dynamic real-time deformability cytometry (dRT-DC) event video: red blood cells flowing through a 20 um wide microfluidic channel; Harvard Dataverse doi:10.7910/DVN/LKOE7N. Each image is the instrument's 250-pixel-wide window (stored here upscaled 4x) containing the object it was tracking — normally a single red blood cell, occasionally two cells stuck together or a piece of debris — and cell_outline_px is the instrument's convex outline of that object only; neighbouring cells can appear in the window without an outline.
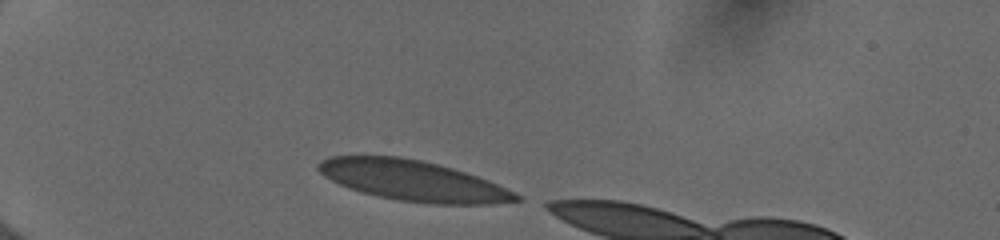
{"species": "human", "species_latin": "Homo sapiens", "temperature_condition": "cold", "stored_images_in_passage": 10, "camera_frame_rate_fps": 3000, "um_per_image_px": 0.085, "donor": {"sex": "female"}, "frame": {"image": 1, "passage_image": 1, "time_ms": 0.0, "image_size_px": [1000, 240], "cell_outline_px": [[524, 200], [492, 204], [432, 204], [400, 200], [376, 196], [348, 188], [324, 176], [316, 168], [316, 164], [320, 160], [328, 156], [400, 156], [420, 160], [452, 168], [488, 180], [516, 192]], "centroid_in_image_um": [35.09, 15.36], "position_along_channel_um": 49.9, "area_um2": 46.59}}
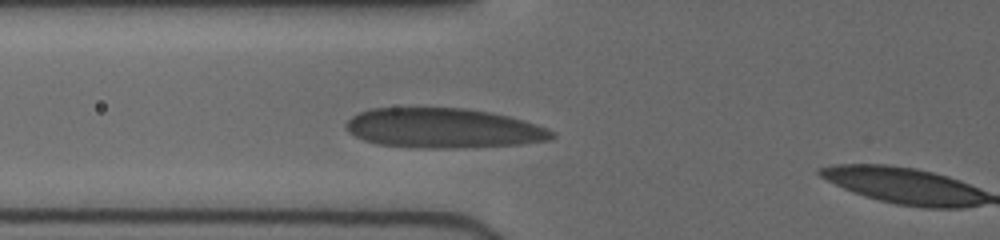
{"frame": {"image": 2, "passage_image": 9, "time_ms": 2.0, "image_size_px": [1000, 240], "cell_outline_px": [[556, 136], [548, 140], [524, 144], [456, 148], [424, 148], [376, 144], [364, 140], [348, 132], [344, 124], [352, 116], [368, 108], [468, 108], [492, 112], [524, 120], [548, 128]], "centroid_in_image_um": [37.68, 10.89], "position_along_channel_um": 88.1, "area_um2": 47.97}}